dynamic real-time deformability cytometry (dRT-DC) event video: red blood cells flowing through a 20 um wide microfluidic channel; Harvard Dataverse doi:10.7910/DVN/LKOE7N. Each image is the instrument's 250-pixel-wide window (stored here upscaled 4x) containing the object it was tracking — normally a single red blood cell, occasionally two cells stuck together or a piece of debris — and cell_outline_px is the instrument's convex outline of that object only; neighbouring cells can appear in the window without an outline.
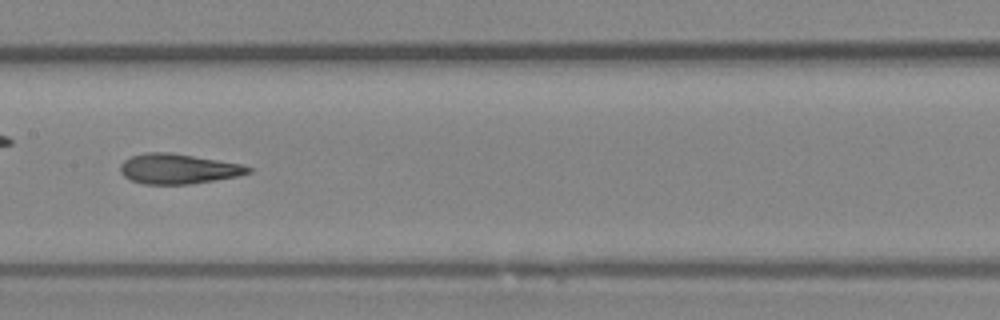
{"species": "Egyptian fruit bat (a non-hibernating species)", "species_latin": "Rousettus aegyptiacus", "temperature_condition": "room temperature", "stored_images_in_passage": 32, "camera_frame_rate_fps": 3000, "um_per_image_px": 0.085, "animal": {"sex": "female"}, "frame": {"image": 1, "passage_image": 14, "time_ms": 4.333, "image_size_px": [1000, 320], "cell_outline_px": [[252, 172], [240, 176], [216, 180], [188, 184], [144, 184], [132, 180], [124, 176], [120, 172], [120, 164], [124, 160], [132, 156], [144, 152], [168, 152], [244, 164], [252, 168]], "centroid_in_image_um": [15.17, 14.35], "position_along_channel_um": 192.2, "area_um2": 22.48}}
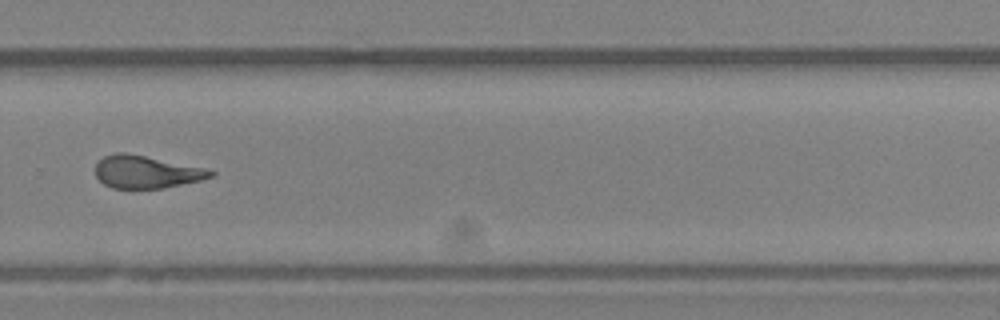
{"frame": {"image": 2, "passage_image": 23, "time_ms": 7.333, "image_size_px": [1000, 320], "cell_outline_px": [[216, 172], [212, 176], [200, 180], [164, 188], [112, 188], [104, 184], [96, 176], [96, 164], [104, 156], [116, 152], [124, 152], [204, 168]], "centroid_in_image_um": [12.4, 14.62], "position_along_channel_um": 317.4, "area_um2": 21.5}, "authors_computed_cell_mechanics": {"area_um2": 22.7732, "velocity_mm_per_s": 4.1838, "shape_relaxation_time_tau1_ms": 8.7382, "shape_relaxation_time_tau2_ms": 2.1588, "deformation_change_tau1": 0.2419, "deformation_change_tau2": 0.1073}}